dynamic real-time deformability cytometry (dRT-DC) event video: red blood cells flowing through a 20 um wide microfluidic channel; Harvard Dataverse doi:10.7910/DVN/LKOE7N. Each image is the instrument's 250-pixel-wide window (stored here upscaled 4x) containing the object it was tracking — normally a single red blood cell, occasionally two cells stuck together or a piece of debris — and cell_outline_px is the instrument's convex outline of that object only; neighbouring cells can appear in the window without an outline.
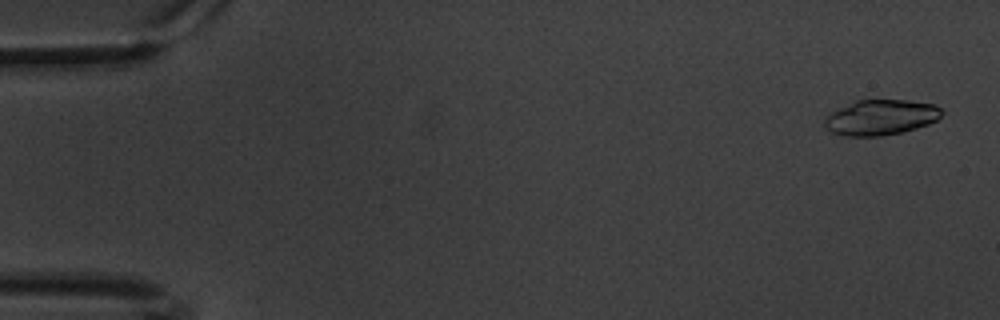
{"species": "common noctule bat (a hibernating species)", "species_latin": "Nyctalus noctula", "temperature_condition": "warm", "stored_images_in_passage": 13, "camera_frame_rate_fps": 3000, "um_per_image_px": 0.085, "animal": {"sex": "male", "body_mass_g": 20.1, "forearm_length_mm": 53.5}, "frame": {"image": 1, "passage_image": 3, "time_ms": 0.667, "image_size_px": [1000, 320], "cell_outline_px": [[944, 112], [936, 120], [928, 124], [904, 132], [880, 136], [844, 136], [832, 132], [824, 124], [824, 116], [856, 100], [908, 100], [936, 104]], "centroid_in_image_um": [74.88, 9.98], "position_along_channel_um": 10.1, "area_um2": 24.16}}